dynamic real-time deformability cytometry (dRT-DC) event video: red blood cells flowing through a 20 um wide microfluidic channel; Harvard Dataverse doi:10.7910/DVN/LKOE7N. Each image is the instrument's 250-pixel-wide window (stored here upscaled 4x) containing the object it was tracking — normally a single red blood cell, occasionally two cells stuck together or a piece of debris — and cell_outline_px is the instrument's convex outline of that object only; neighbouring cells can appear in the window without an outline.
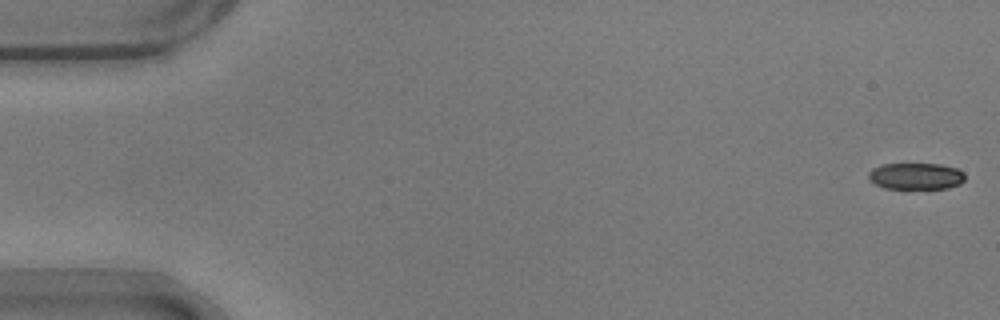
{"species": "common noctule bat (a hibernating species)", "species_latin": "Nyctalus noctula", "temperature_condition": "warm", "stored_images_in_passage": 55, "camera_frame_rate_fps": 3000, "um_per_image_px": 0.085, "animal": {"sex": "male", "body_mass_g": 17.9}, "frame": {"image": 1, "passage_image": 1, "time_ms": 0.0, "image_size_px": [1000, 320], "cell_outline_px": [[964, 180], [960, 184], [948, 188], [884, 188], [868, 180], [868, 172], [872, 168], [880, 164], [940, 164], [956, 168], [964, 172]], "centroid_in_image_um": [77.83, 14.96], "position_along_channel_um": 7.2, "area_um2": 14.97}}
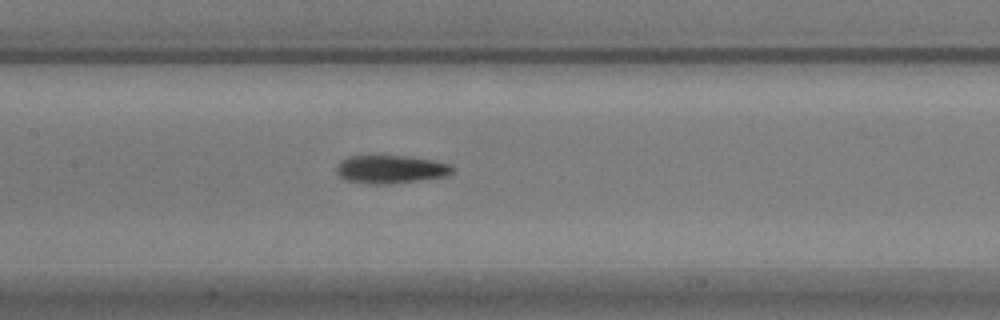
{"frame": {"image": 2, "passage_image": 26, "time_ms": 8.333, "image_size_px": [1000, 320], "cell_outline_px": [[452, 172], [448, 176], [388, 184], [368, 184], [344, 180], [336, 172], [336, 164], [340, 160], [348, 156], [408, 156], [432, 160], [452, 164]], "centroid_in_image_um": [33.17, 14.39], "position_along_channel_um": 174.2, "area_um2": 19.13}}
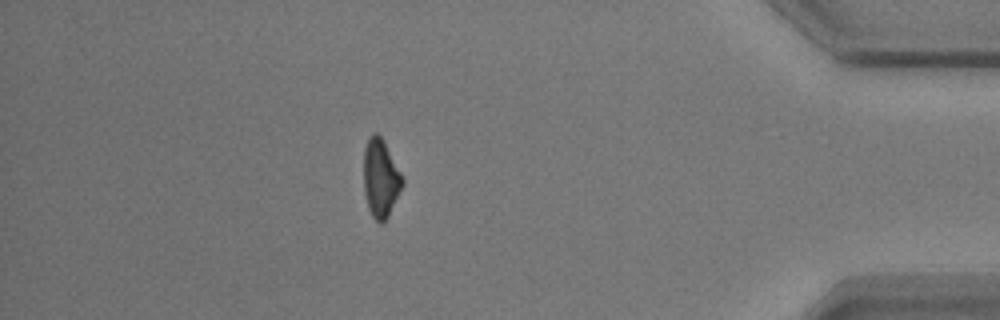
{"frame": {"image": 3, "passage_image": 48, "time_ms": 15.667, "image_size_px": [1000, 320], "cell_outline_px": [[404, 184], [388, 216], [380, 224], [372, 216], [368, 208], [364, 192], [364, 148], [368, 136], [372, 132], [376, 132], [384, 140], [404, 180]], "centroid_in_image_um": [32.34, 15.12], "position_along_channel_um": 402.9, "area_um2": 17.69}, "authors_computed_cell_mechanics": {"area_um2": 17.8024, "velocity_mm_per_s": 3.705, "shape_relaxation_time_tau1_ms": 5.5194, "shape_relaxation_time_tau2_ms": 2.1134, "deformation_change_tau1": 0.1922, "deformation_change_tau2": 0.1019}}